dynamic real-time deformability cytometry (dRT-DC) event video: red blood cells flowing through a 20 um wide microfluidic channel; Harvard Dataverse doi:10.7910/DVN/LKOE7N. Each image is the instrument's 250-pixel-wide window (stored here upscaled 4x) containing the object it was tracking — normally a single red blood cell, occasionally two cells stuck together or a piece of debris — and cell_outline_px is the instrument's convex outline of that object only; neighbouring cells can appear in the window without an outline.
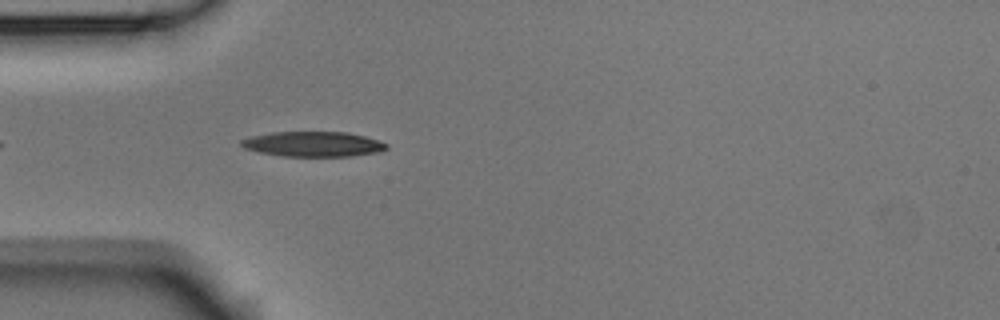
{"species": "Egyptian fruit bat (a non-hibernating species)", "species_latin": "Rousettus aegyptiacus", "temperature_condition": "room temperature", "stored_images_in_passage": 2, "camera_frame_rate_fps": 3000, "um_per_image_px": 0.085, "animal": {"sex": "male"}, "frame": {"image": 1, "passage_image": 2, "time_ms": 0.333, "image_size_px": [1000, 320], "cell_outline_px": [[388, 148], [380, 152], [352, 156], [284, 156], [260, 152], [244, 148], [240, 144], [240, 140], [252, 136], [272, 132], [348, 132], [380, 140], [388, 144]], "centroid_in_image_um": [26.66, 12.24], "position_along_channel_um": 58.3, "area_um2": 21.27}}